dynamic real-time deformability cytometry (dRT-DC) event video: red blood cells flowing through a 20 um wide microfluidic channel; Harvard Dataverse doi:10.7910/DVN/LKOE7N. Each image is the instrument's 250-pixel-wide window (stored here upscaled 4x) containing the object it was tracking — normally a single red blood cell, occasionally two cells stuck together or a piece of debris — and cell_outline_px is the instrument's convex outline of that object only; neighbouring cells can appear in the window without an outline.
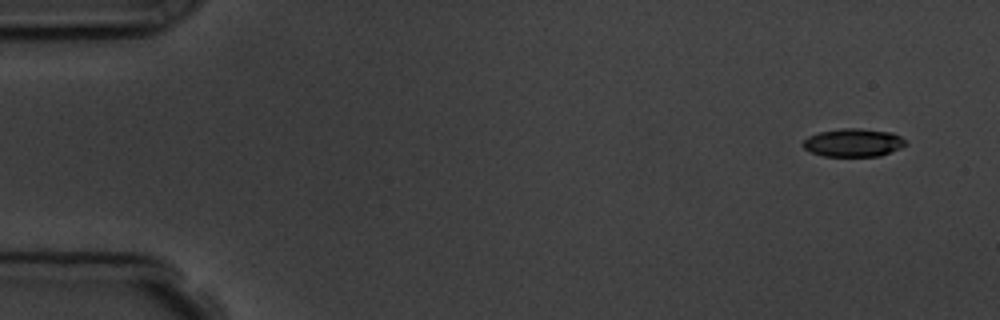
{"species": "common noctule bat (a hibernating species)", "species_latin": "Nyctalus noctula", "temperature_condition": "room temperature", "stored_images_in_passage": 5, "camera_frame_rate_fps": 3000, "um_per_image_px": 0.085, "animal": {"sex": "male", "body_mass_g": 19.5, "forearm_length_mm": 54.6}, "frame": {"image": 1, "passage_image": 1, "time_ms": 0.0, "image_size_px": [1000, 320], "cell_outline_px": [[908, 144], [900, 148], [880, 156], [824, 156], [812, 152], [804, 148], [804, 140], [808, 136], [820, 132], [844, 128], [860, 128], [892, 132], [900, 136]], "centroid_in_image_um": [72.56, 12.12], "position_along_channel_um": 12.4, "area_um2": 16.7}}
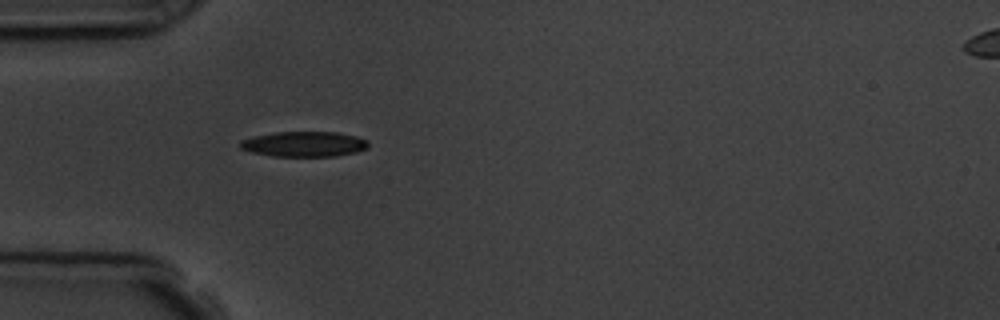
{"frame": {"image": 2, "passage_image": 5, "time_ms": 4.333, "image_size_px": [1000, 320], "cell_outline_px": [[368, 148], [356, 152], [336, 156], [272, 156], [252, 152], [240, 148], [240, 140], [252, 136], [276, 132], [336, 132], [356, 136], [368, 140]], "centroid_in_image_um": [25.85, 12.24], "position_along_channel_um": 59.2, "area_um2": 18.9}}